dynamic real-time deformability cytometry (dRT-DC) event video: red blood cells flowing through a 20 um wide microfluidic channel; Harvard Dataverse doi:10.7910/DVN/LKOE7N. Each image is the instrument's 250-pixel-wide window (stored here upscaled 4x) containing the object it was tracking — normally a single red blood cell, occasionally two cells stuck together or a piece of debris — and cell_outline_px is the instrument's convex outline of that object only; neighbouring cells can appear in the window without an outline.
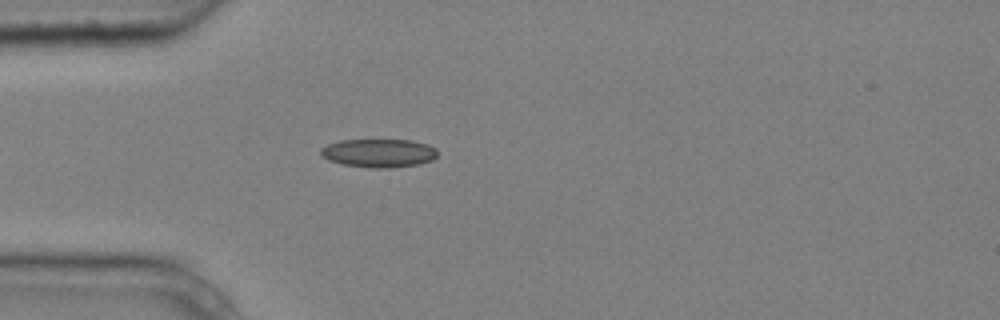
{"species": "common noctule bat (a hibernating species)", "species_latin": "Nyctalus noctula", "temperature_condition": "cold", "stored_images_in_passage": 1, "camera_frame_rate_fps": 3000, "um_per_image_px": 0.085, "animal": {"sex": "male", "body_mass_g": 20.4}, "frame": {"image": 1, "passage_image": 1, "time_ms": 0.0, "image_size_px": [1000, 320], "cell_outline_px": [[436, 156], [432, 160], [420, 164], [392, 168], [372, 168], [344, 164], [328, 160], [320, 156], [320, 148], [328, 144], [340, 140], [412, 140], [428, 144], [436, 148]], "centroid_in_image_um": [32.19, 13.01], "position_along_channel_um": 52.8, "area_um2": 19.48}}